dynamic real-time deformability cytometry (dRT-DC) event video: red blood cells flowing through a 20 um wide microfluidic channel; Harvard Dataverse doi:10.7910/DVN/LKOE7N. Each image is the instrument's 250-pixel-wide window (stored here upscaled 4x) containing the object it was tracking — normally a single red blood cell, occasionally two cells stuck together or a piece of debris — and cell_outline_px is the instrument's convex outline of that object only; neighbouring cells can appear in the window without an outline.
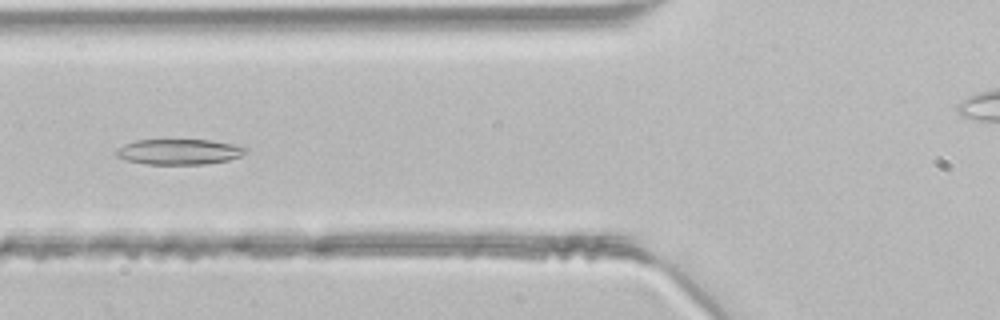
{"species": "common noctule bat (a hibernating species)", "species_latin": "Nyctalus noctula", "temperature_condition": "room temperature", "stored_images_in_passage": 40, "camera_frame_rate_fps": 3000, "um_per_image_px": 0.085, "animal": {"sex": "male", "body_mass_g": 21.5, "forearm_length_mm": 52.0}, "frame": {"image": 1, "passage_image": 12, "time_ms": 3.667, "image_size_px": [1000, 320], "cell_outline_px": [[248, 152], [240, 156], [228, 160], [208, 164], [144, 164], [128, 160], [116, 156], [116, 148], [124, 144], [136, 140], [212, 140], [232, 144], [248, 148]], "centroid_in_image_um": [15.23, 12.9], "position_along_channel_um": 110.6, "area_um2": 19.25}}
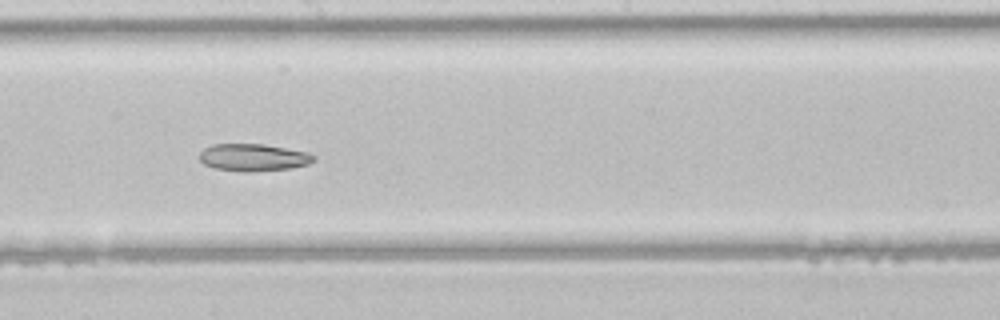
{"frame": {"image": 2, "passage_image": 20, "time_ms": 6.333, "image_size_px": [1000, 320], "cell_outline_px": [[316, 160], [308, 164], [292, 168], [252, 172], [244, 172], [216, 168], [204, 164], [200, 160], [200, 152], [204, 148], [212, 144], [264, 144], [308, 152], [316, 156]], "centroid_in_image_um": [21.56, 13.38], "position_along_channel_um": 226.6, "area_um2": 18.26}}
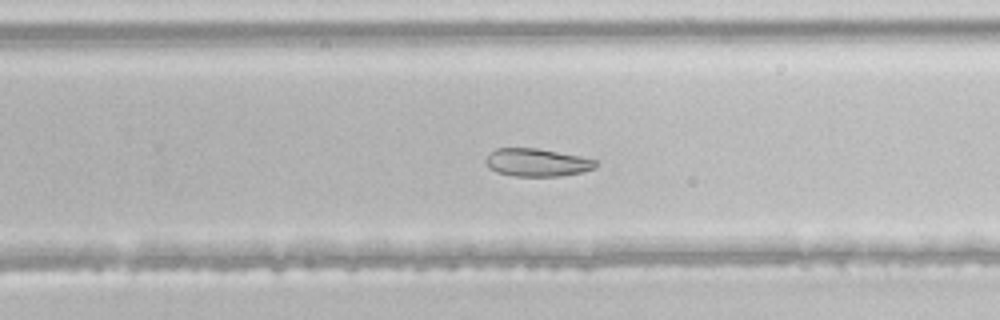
{"frame": {"image": 3, "passage_image": 24, "time_ms": 7.667, "image_size_px": [1000, 320], "cell_outline_px": [[600, 160], [592, 168], [580, 172], [560, 176], [516, 176], [496, 172], [488, 168], [484, 160], [488, 152], [496, 148], [536, 148], [580, 156]], "centroid_in_image_um": [45.58, 13.8], "position_along_channel_um": 284.2, "area_um2": 17.92}}